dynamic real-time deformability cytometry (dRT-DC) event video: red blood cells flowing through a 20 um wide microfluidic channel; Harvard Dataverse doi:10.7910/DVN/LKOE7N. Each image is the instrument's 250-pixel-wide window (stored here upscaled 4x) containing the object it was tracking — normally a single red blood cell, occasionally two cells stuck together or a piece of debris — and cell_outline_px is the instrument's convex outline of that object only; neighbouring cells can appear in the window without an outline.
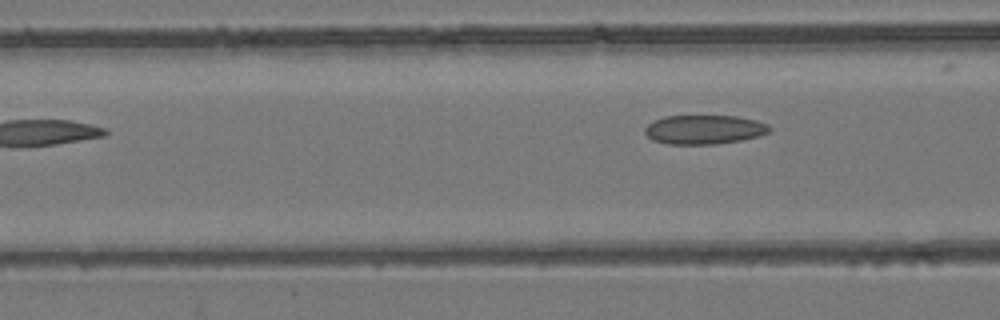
{"species": "common noctule bat (a hibernating species)", "species_latin": "Nyctalus noctula", "temperature_condition": "room temperature", "stored_images_in_passage": 3, "camera_frame_rate_fps": 3000, "um_per_image_px": 0.085, "animal": {"sex": "female", "body_mass_g": 24.6, "forearm_length_mm": 56.2}, "frame": {"image": 1, "passage_image": 3, "time_ms": 0.667, "image_size_px": [1000, 320], "cell_outline_px": [[772, 128], [768, 132], [760, 136], [740, 140], [716, 144], [668, 144], [652, 140], [644, 132], [644, 128], [648, 124], [664, 116], [736, 116], [756, 120], [768, 124]], "centroid_in_image_um": [59.86, 11.01], "position_along_channel_um": 106.7, "area_um2": 21.15}}